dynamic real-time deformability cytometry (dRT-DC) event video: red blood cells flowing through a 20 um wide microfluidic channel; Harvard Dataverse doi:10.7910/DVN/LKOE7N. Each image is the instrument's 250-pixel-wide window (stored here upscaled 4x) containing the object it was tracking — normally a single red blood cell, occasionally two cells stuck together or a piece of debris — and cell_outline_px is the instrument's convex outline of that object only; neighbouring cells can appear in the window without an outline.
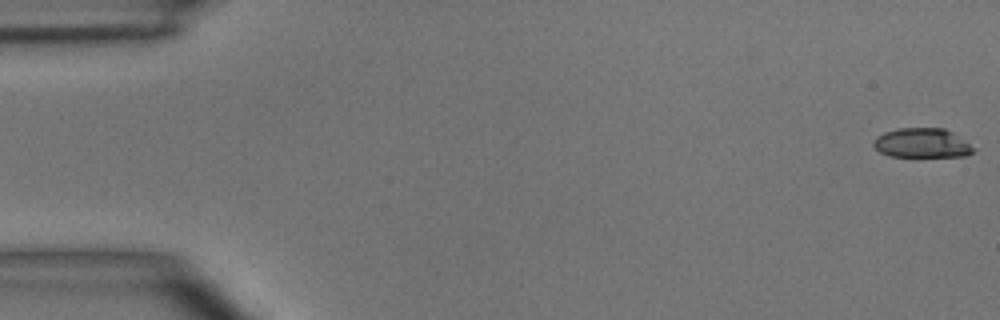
{"species": "common noctule bat (a hibernating species)", "species_latin": "Nyctalus noctula", "temperature_condition": "room temperature", "stored_images_in_passage": 51, "camera_frame_rate_fps": 3000, "um_per_image_px": 0.085, "animal": {"sex": "male", "body_mass_g": 15.6}, "frame": {"image": 1, "passage_image": 1, "time_ms": 0.0, "image_size_px": [1000, 320], "cell_outline_px": [[976, 148], [972, 152], [964, 156], [888, 156], [880, 152], [872, 144], [872, 140], [876, 136], [884, 132], [896, 128], [944, 128], [952, 132]], "centroid_in_image_um": [78.33, 12.15], "position_along_channel_um": 6.7, "area_um2": 17.17}}
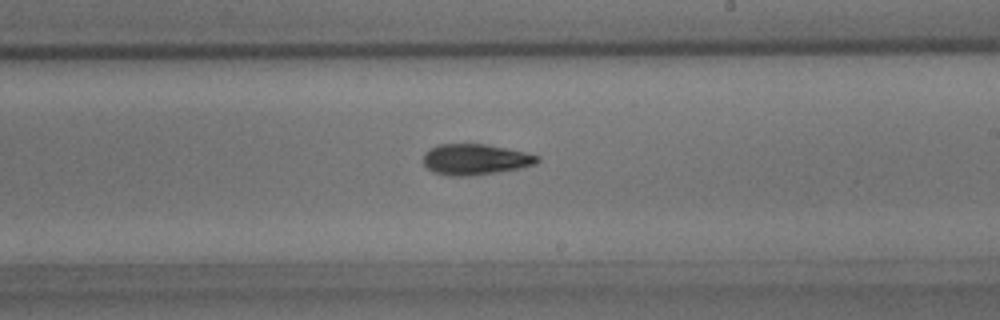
{"frame": {"image": 2, "passage_image": 30, "time_ms": 9.667, "image_size_px": [1000, 320], "cell_outline_px": [[540, 160], [536, 164], [520, 168], [496, 172], [464, 176], [448, 176], [432, 172], [424, 164], [424, 152], [428, 148], [440, 144], [484, 144], [524, 152], [540, 156]], "centroid_in_image_um": [40.37, 13.55], "position_along_channel_um": 248.6, "area_um2": 20.4}}
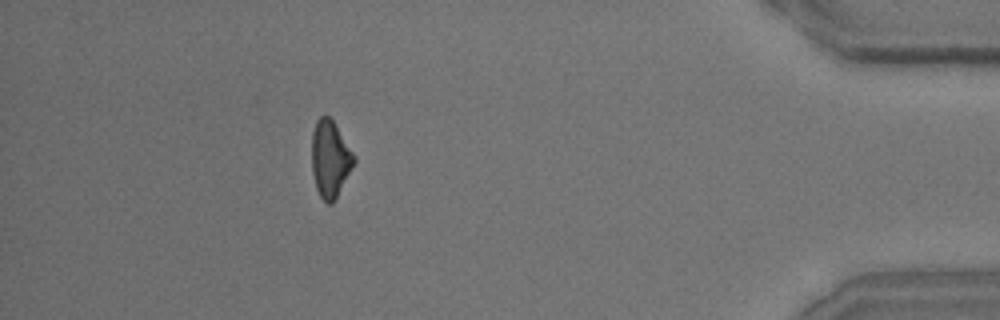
{"frame": {"image": 3, "passage_image": 46, "time_ms": 15.0, "image_size_px": [1000, 320], "cell_outline_px": [[356, 160], [332, 204], [328, 204], [320, 196], [316, 188], [312, 172], [312, 132], [316, 120], [320, 116], [328, 116], [332, 120], [356, 156]], "centroid_in_image_um": [28.05, 13.49], "position_along_channel_um": 407.2, "area_um2": 18.67}, "authors_computed_cell_mechanics": {"area_um2": 19.2474, "velocity_mm_per_s": 3.945, "shape_relaxation_time_tau1_ms": 5.9635, "shape_relaxation_time_tau2_ms": 3.1193, "deformation_change_tau1": 0.1642, "deformation_change_tau2": 0.1192}}